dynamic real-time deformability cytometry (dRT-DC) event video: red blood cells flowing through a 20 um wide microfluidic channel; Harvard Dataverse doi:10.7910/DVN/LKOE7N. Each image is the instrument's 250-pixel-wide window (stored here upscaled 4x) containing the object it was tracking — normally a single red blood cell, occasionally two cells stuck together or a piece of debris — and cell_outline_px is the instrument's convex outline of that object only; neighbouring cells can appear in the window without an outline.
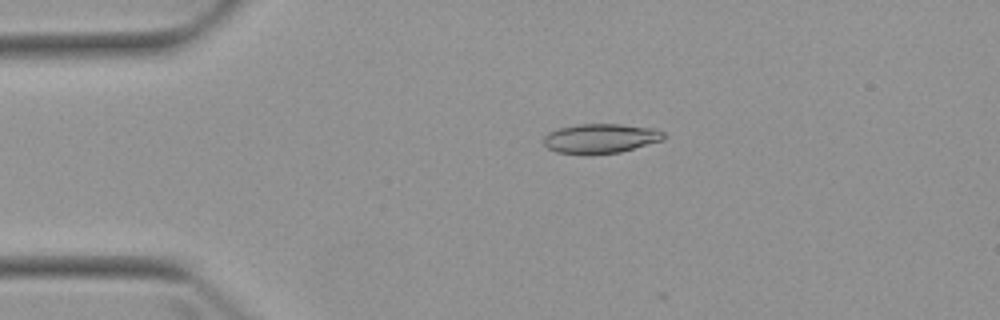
{"species": "Egyptian fruit bat (a non-hibernating species)", "species_latin": "Rousettus aegyptiacus", "temperature_condition": "warm", "stored_images_in_passage": 6, "camera_frame_rate_fps": 3000, "um_per_image_px": 0.085, "animal": {"sex": "female"}, "frame": {"image": 1, "passage_image": 4, "time_ms": 3.333, "image_size_px": [1000, 320], "cell_outline_px": [[664, 140], [620, 152], [592, 156], [556, 152], [548, 148], [544, 144], [544, 136], [548, 132], [560, 128], [580, 124], [620, 124], [656, 128], [664, 132]], "centroid_in_image_um": [51.06, 11.79], "position_along_channel_um": 33.9, "area_um2": 21.04}}